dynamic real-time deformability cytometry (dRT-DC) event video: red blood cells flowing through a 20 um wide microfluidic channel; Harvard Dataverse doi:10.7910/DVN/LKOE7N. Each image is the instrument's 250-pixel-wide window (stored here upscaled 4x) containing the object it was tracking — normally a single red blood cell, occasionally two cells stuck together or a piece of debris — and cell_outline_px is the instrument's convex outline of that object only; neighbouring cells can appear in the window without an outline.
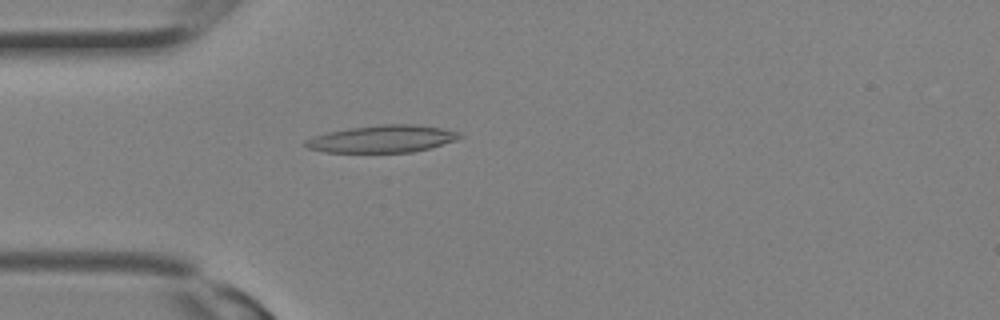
{"species": "Egyptian fruit bat (a non-hibernating species)", "species_latin": "Rousettus aegyptiacus", "temperature_condition": "room temperature", "stored_images_in_passage": 12, "camera_frame_rate_fps": 3000, "um_per_image_px": 0.085, "animal": {"sex": "female"}, "frame": {"image": 1, "passage_image": 6, "time_ms": 1.667, "image_size_px": [1000, 320], "cell_outline_px": [[464, 136], [456, 140], [432, 148], [412, 152], [324, 152], [308, 148], [304, 144], [304, 140], [312, 136], [328, 132], [348, 128], [380, 124], [416, 124], [440, 128], [460, 132]], "centroid_in_image_um": [32.51, 11.8], "position_along_channel_um": 52.5, "area_um2": 24.68}}
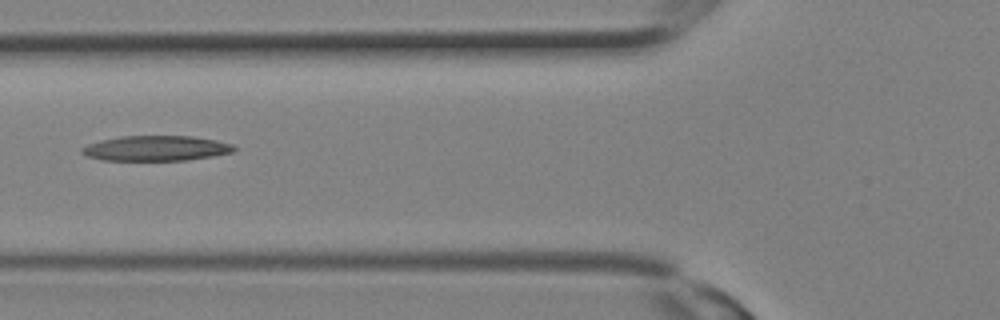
{"frame": {"image": 2, "passage_image": 9, "time_ms": 2.667, "image_size_px": [1000, 320], "cell_outline_px": [[236, 148], [232, 152], [212, 156], [184, 160], [100, 160], [88, 156], [80, 152], [80, 148], [88, 144], [100, 140], [120, 136], [192, 136], [216, 140], [232, 144]], "centroid_in_image_um": [13.23, 12.6], "position_along_channel_um": 112.6, "area_um2": 22.25}}
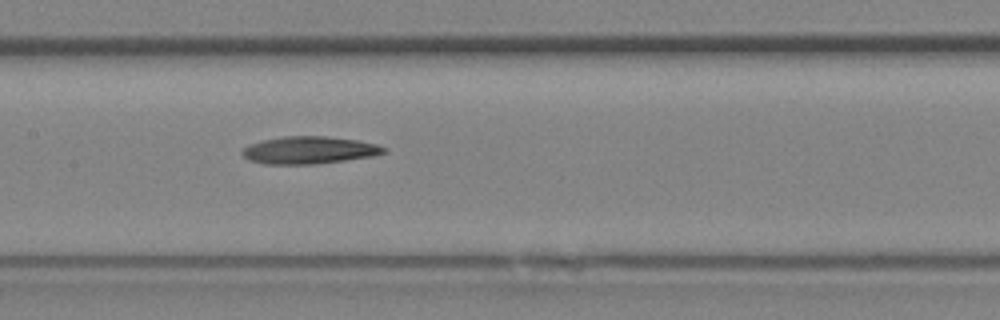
{"frame": {"image": 3, "passage_image": 12, "time_ms": 3.667, "image_size_px": [1000, 320], "cell_outline_px": [[388, 148], [384, 152], [372, 156], [316, 164], [264, 164], [248, 160], [240, 152], [248, 144], [264, 140], [284, 136], [328, 136], [356, 140], [376, 144]], "centroid_in_image_um": [26.24, 12.76], "position_along_channel_um": 181.2, "area_um2": 22.54}}